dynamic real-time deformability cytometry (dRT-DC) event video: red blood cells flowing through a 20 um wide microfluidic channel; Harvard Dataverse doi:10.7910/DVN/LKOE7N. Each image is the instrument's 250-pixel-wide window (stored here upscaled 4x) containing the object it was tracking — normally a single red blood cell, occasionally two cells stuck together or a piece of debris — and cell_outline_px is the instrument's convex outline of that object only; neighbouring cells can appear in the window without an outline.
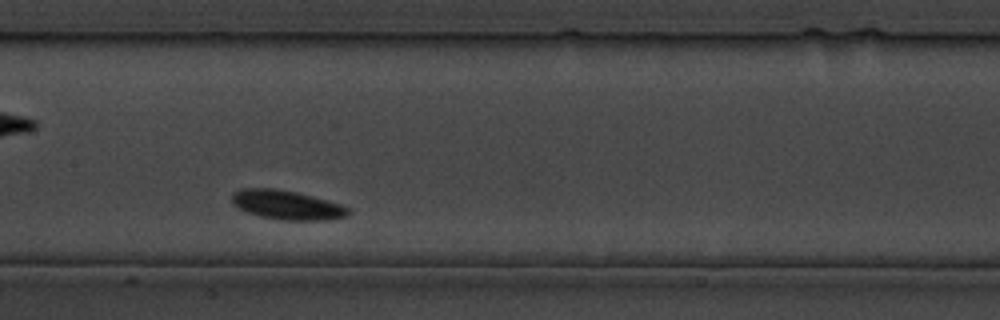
{"species": "common noctule bat (a hibernating species)", "species_latin": "Nyctalus noctula", "temperature_condition": "cold", "stored_images_in_passage": 28, "camera_frame_rate_fps": 3000, "um_per_image_px": 0.085, "animal": {"sex": "male", "body_mass_g": 19.5, "forearm_length_mm": 54.6}, "frame": {"image": 1, "passage_image": 9, "time_ms": 9.0, "image_size_px": [1000, 320], "cell_outline_px": [[348, 216], [328, 220], [280, 220], [260, 216], [248, 212], [232, 204], [232, 192], [240, 188], [276, 188], [296, 192], [312, 196], [340, 204], [348, 208]], "centroid_in_image_um": [24.35, 17.41], "position_along_channel_um": 183.0, "area_um2": 19.77}}
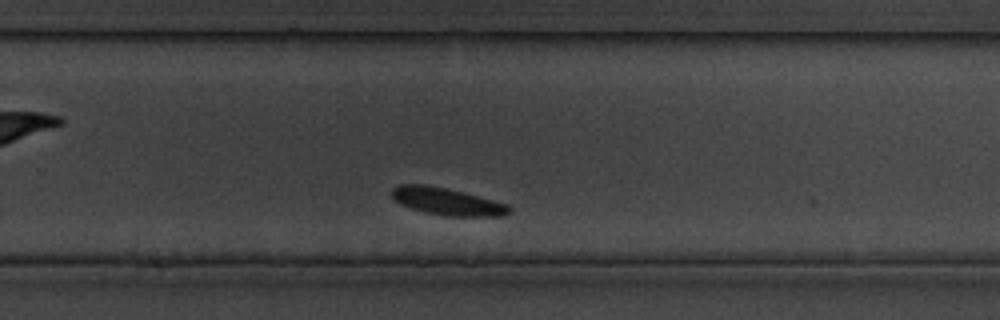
{"frame": {"image": 2, "passage_image": 16, "time_ms": 17.333, "image_size_px": [1000, 320], "cell_outline_px": [[512, 212], [500, 216], [448, 216], [424, 212], [400, 204], [392, 196], [392, 188], [400, 184], [428, 184], [464, 192], [508, 204], [512, 208]], "centroid_in_image_um": [38.02, 17.12], "position_along_channel_um": 291.8, "area_um2": 18.67}}